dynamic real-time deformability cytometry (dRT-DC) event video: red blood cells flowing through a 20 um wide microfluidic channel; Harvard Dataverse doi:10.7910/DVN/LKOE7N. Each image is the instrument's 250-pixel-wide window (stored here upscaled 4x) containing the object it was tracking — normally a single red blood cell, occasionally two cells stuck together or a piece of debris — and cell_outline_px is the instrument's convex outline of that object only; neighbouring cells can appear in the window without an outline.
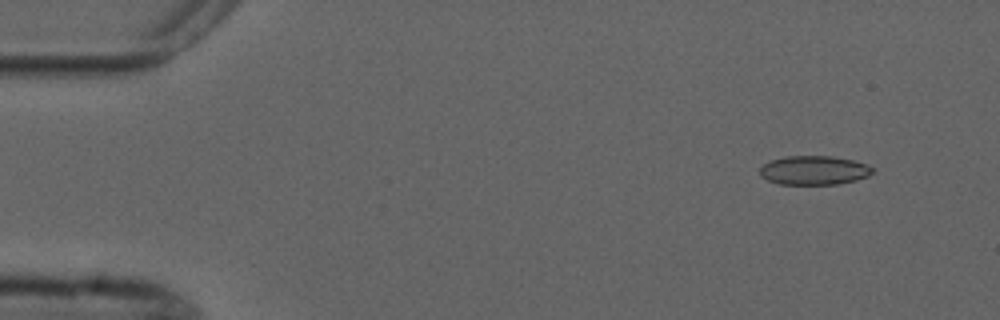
{"species": "common noctule bat (a hibernating species)", "species_latin": "Nyctalus noctula", "temperature_condition": "cold", "stored_images_in_passage": 5, "camera_frame_rate_fps": 3000, "um_per_image_px": 0.085, "animal": {"sex": "male", "forearm_length_mm": 52.5}, "frame": {"image": 1, "passage_image": 2, "time_ms": 1.0, "image_size_px": [1000, 320], "cell_outline_px": [[876, 168], [868, 176], [856, 180], [836, 184], [780, 184], [768, 180], [760, 176], [760, 168], [764, 164], [772, 160], [784, 156], [832, 156], [852, 160], [868, 164]], "centroid_in_image_um": [69.21, 14.47], "position_along_channel_um": 15.8, "area_um2": 19.07}}
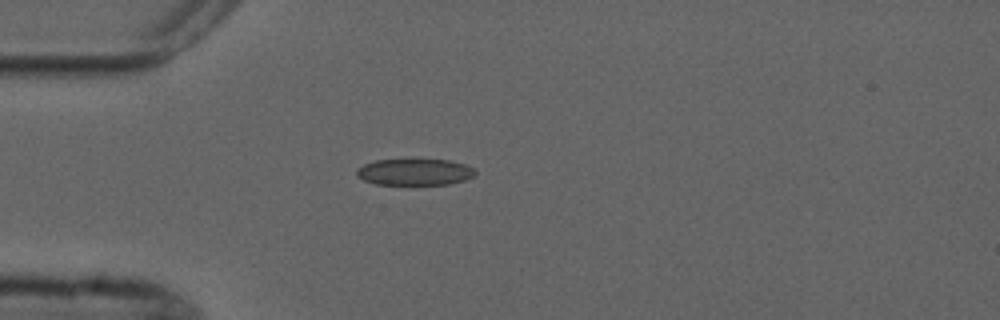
{"frame": {"image": 2, "passage_image": 4, "time_ms": 4.333, "image_size_px": [1000, 320], "cell_outline_px": [[476, 176], [464, 180], [448, 184], [376, 184], [364, 180], [356, 176], [356, 168], [364, 164], [376, 160], [448, 160], [464, 164], [472, 168], [476, 172]], "centroid_in_image_um": [35.23, 14.62], "position_along_channel_um": 49.8, "area_um2": 18.15}}